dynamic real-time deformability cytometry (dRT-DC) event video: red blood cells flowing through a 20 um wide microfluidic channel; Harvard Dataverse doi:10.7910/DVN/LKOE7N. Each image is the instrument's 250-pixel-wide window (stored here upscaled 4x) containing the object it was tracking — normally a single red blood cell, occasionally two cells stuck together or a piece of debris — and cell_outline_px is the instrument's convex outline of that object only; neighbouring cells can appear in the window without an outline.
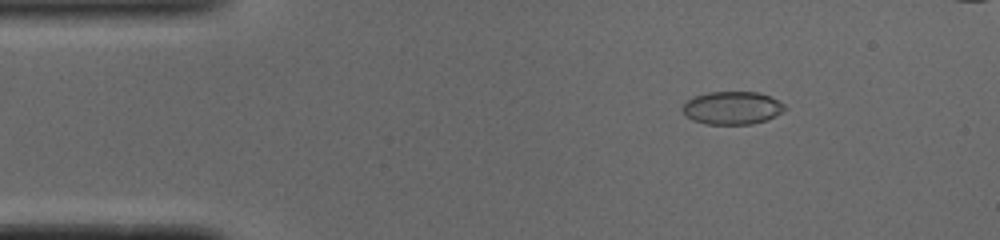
{"species": "common noctule bat (a hibernating species)", "species_latin": "Nyctalus noctula", "temperature_condition": "cold", "stored_images_in_passage": 48, "camera_frame_rate_fps": 3000, "um_per_image_px": 0.085, "animal": {"sex": "male", "body_mass_g": 19.0, "forearm_length_mm": 50.8}, "frame": {"image": 1, "passage_image": 7, "time_ms": 2.0, "image_size_px": [1000, 240], "cell_outline_px": [[788, 108], [776, 116], [752, 124], [708, 124], [692, 120], [684, 116], [684, 104], [688, 100], [696, 96], [708, 92], [760, 92], [784, 104]], "centroid_in_image_um": [62.25, 9.18], "position_along_channel_um": 22.7, "area_um2": 19.48}}
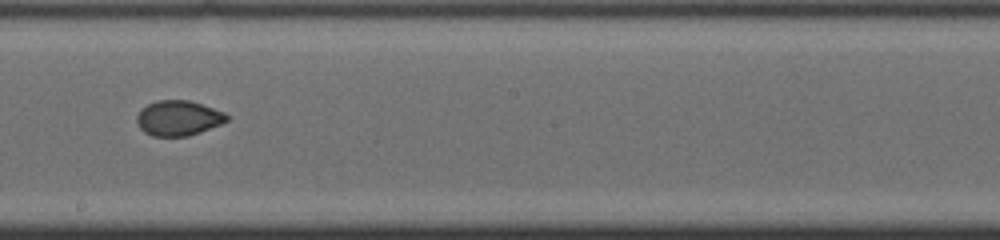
{"frame": {"image": 2, "passage_image": 28, "time_ms": 9.0, "image_size_px": [1000, 240], "cell_outline_px": [[228, 120], [220, 124], [200, 132], [188, 136], [152, 136], [144, 132], [140, 128], [136, 120], [136, 116], [148, 104], [156, 100], [188, 100], [224, 112], [228, 116]], "centroid_in_image_um": [15.14, 10.04], "position_along_channel_um": 233.1, "area_um2": 18.21}}
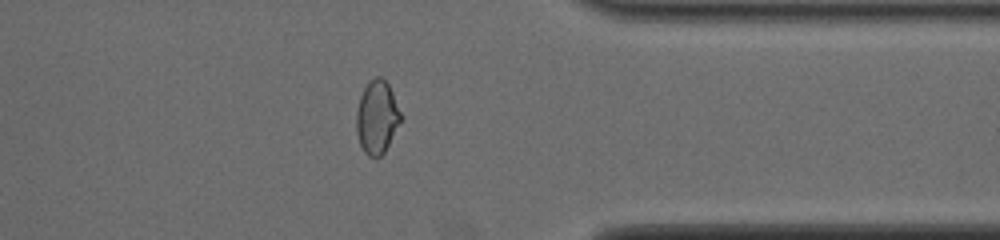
{"frame": {"image": 3, "passage_image": 40, "time_ms": 13.0, "image_size_px": [1000, 240], "cell_outline_px": [[400, 120], [384, 152], [380, 156], [368, 156], [364, 152], [360, 144], [356, 132], [356, 112], [360, 96], [368, 80], [376, 76], [380, 76], [388, 84], [392, 92], [400, 112]], "centroid_in_image_um": [32.0, 9.93], "position_along_channel_um": 379.4, "area_um2": 18.55}, "authors_computed_cell_mechanics": {"area_um2": 19.1896, "velocity_mm_per_s": 3.9127, "shape_relaxation_time_tau1_ms": null, "shape_relaxation_time_tau2_ms": 0.631, "deformation_change_tau1": null, "deformation_change_tau2": 0.0305}}